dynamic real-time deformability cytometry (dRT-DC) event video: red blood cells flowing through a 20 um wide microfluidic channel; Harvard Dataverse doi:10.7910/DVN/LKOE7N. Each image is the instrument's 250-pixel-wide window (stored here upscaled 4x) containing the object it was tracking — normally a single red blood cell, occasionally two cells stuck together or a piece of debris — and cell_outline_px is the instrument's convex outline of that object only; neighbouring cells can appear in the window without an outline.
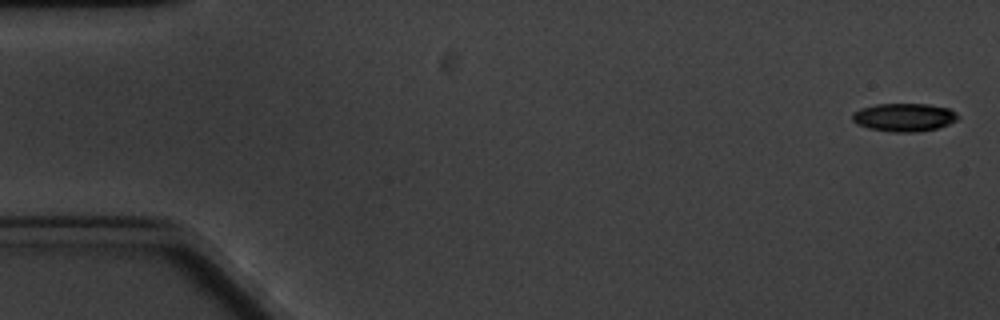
{"species": "common noctule bat (a hibernating species)", "species_latin": "Nyctalus noctula", "temperature_condition": "cold", "stored_images_in_passage": 5, "camera_frame_rate_fps": 3000, "um_per_image_px": 0.085, "animal": {"sex": "male", "body_mass_g": 20.1, "forearm_length_mm": 53.5}, "frame": {"image": 1, "passage_image": 1, "time_ms": 0.0, "image_size_px": [1000, 320], "cell_outline_px": [[960, 116], [956, 120], [948, 124], [936, 128], [916, 132], [892, 132], [868, 128], [856, 124], [852, 120], [852, 112], [860, 108], [876, 104], [928, 104], [948, 108], [956, 112]], "centroid_in_image_um": [76.82, 9.97], "position_along_channel_um": 8.2, "area_um2": 17.4}}